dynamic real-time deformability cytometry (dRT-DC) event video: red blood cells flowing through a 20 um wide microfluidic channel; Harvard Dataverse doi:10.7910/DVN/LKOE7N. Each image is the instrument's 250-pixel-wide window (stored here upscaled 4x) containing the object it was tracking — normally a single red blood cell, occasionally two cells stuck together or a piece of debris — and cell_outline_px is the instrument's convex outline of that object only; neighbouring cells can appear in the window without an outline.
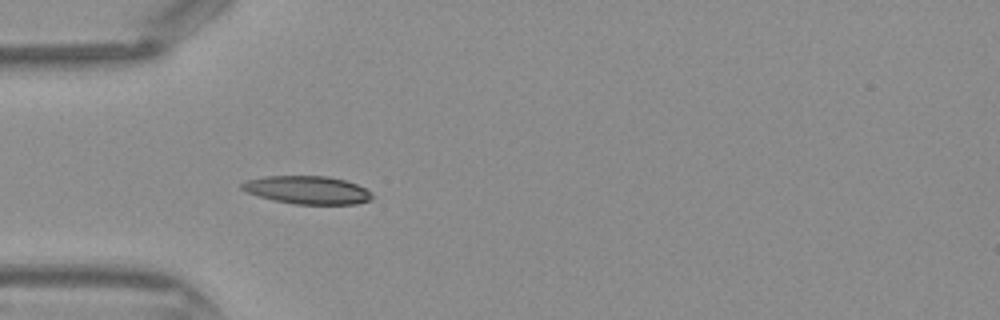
{"species": "Egyptian fruit bat (a non-hibernating species)", "species_latin": "Rousettus aegyptiacus", "temperature_condition": "warm", "stored_images_in_passage": 31, "camera_frame_rate_fps": 3000, "um_per_image_px": 0.085, "frame": {"image": 1, "passage_image": 1, "time_ms": 0.0, "image_size_px": [1000, 320], "cell_outline_px": [[372, 200], [356, 204], [292, 204], [272, 200], [244, 192], [240, 188], [240, 184], [248, 180], [264, 176], [328, 176], [344, 180], [356, 184], [372, 192]], "centroid_in_image_um": [26.1, 16.15], "position_along_channel_um": 58.9, "area_um2": 21.44}}
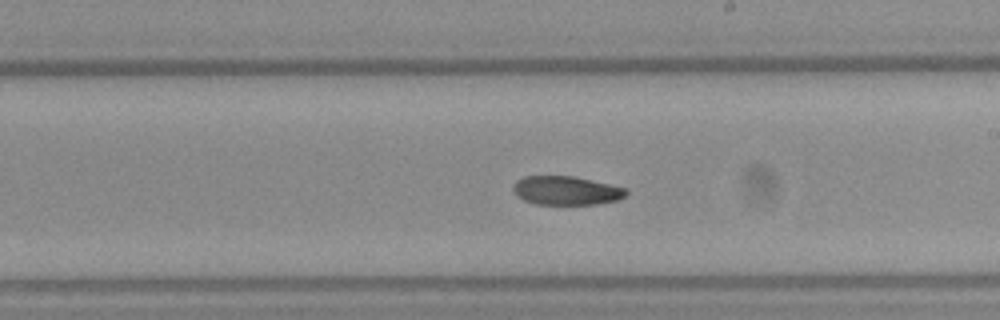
{"frame": {"image": 2, "passage_image": 13, "time_ms": 4.0, "image_size_px": [1000, 320], "cell_outline_px": [[628, 192], [620, 200], [596, 204], [536, 204], [524, 200], [516, 196], [512, 188], [512, 184], [516, 180], [524, 176], [576, 176], [624, 188]], "centroid_in_image_um": [48.09, 16.19], "position_along_channel_um": 240.9, "area_um2": 19.02}}
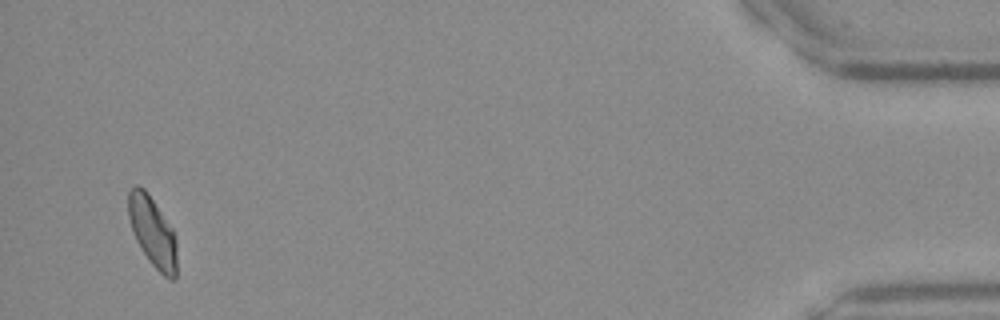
{"frame": {"image": 3, "passage_image": 30, "time_ms": 9.667, "image_size_px": [1000, 320], "cell_outline_px": [[176, 280], [172, 280], [164, 276], [148, 260], [136, 240], [132, 232], [128, 216], [128, 192], [136, 184], [144, 188], [172, 228], [176, 240]], "centroid_in_image_um": [12.95, 19.71], "position_along_channel_um": 422.2, "area_um2": 19.65}}